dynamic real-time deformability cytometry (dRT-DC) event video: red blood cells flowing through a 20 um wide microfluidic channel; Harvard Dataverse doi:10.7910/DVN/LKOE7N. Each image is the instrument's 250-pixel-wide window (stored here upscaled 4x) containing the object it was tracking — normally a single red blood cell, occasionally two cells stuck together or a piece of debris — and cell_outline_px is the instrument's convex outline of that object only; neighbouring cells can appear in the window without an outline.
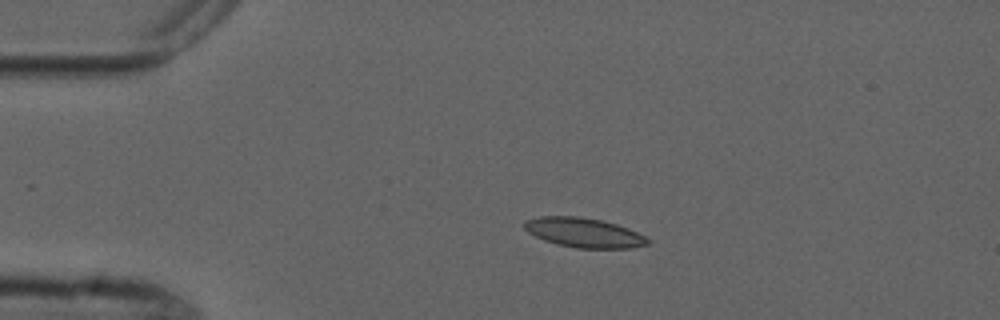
{"species": "common noctule bat (a hibernating species)", "species_latin": "Nyctalus noctula", "temperature_condition": "cold", "stored_images_in_passage": 5, "camera_frame_rate_fps": 3000, "um_per_image_px": 0.085, "animal": {"sex": "male", "forearm_length_mm": 52.5}, "frame": {"image": 1, "passage_image": 2, "time_ms": 1.667, "image_size_px": [1000, 320], "cell_outline_px": [[652, 240], [648, 244], [628, 248], [576, 248], [556, 244], [544, 240], [528, 232], [524, 228], [524, 220], [540, 216], [580, 216], [600, 220], [616, 224], [628, 228]], "centroid_in_image_um": [49.61, 19.77], "position_along_channel_um": 35.4, "area_um2": 21.21}}
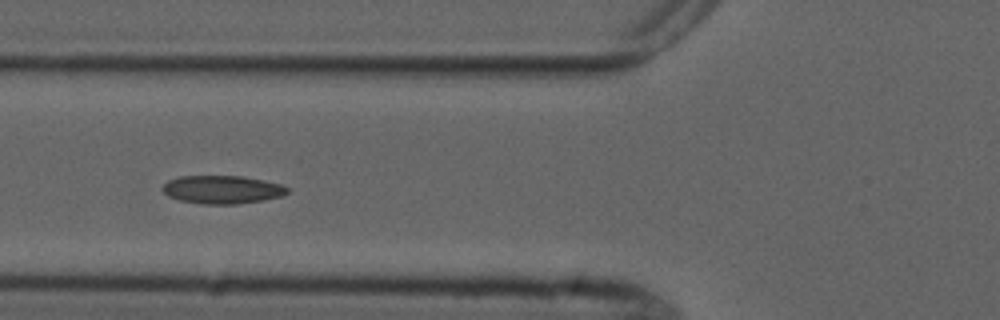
{"frame": {"image": 2, "passage_image": 4, "time_ms": 4.667, "image_size_px": [1000, 320], "cell_outline_px": [[288, 192], [284, 196], [264, 200], [236, 204], [204, 204], [180, 200], [168, 196], [160, 188], [168, 180], [180, 176], [240, 176], [280, 184], [288, 188]], "centroid_in_image_um": [18.87, 16.12], "position_along_channel_um": 106.9, "area_um2": 20.4}}
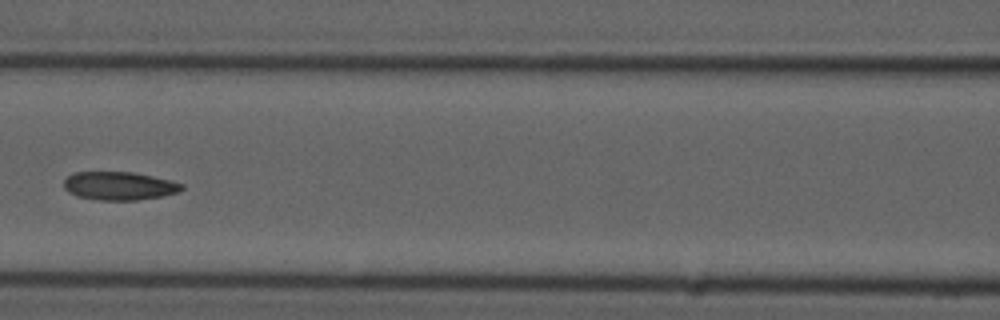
{"frame": {"image": 3, "passage_image": 5, "time_ms": 6.0, "image_size_px": [1000, 320], "cell_outline_px": [[184, 188], [180, 192], [160, 196], [136, 200], [100, 200], [76, 196], [68, 192], [64, 188], [64, 180], [68, 176], [76, 172], [132, 172], [152, 176], [184, 184]], "centroid_in_image_um": [10.12, 15.8], "position_along_channel_um": 156.5, "area_um2": 19.36}}